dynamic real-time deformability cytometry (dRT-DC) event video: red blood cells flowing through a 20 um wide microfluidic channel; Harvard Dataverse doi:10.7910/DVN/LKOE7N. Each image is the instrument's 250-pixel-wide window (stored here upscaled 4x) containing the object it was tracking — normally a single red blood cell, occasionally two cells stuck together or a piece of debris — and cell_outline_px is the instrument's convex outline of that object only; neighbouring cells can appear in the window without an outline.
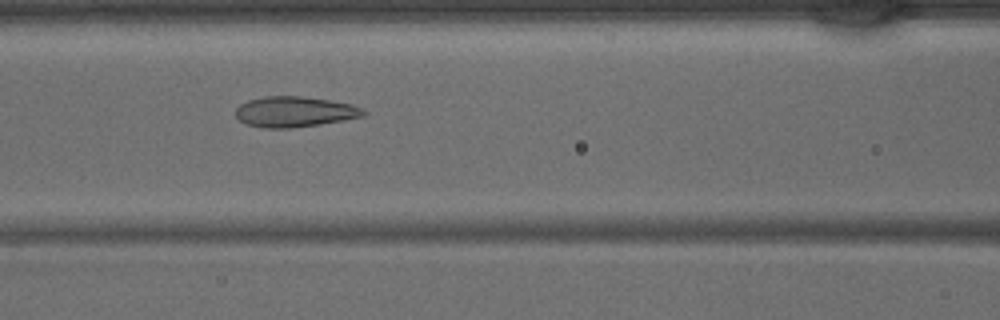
{"species": "common noctule bat (a hibernating species)", "species_latin": "Nyctalus noctula", "temperature_condition": "warm", "stored_images_in_passage": 29, "camera_frame_rate_fps": 3000, "um_per_image_px": 0.085, "animal": {"sex": "male", "body_mass_g": 15.6}, "frame": {"image": 1, "passage_image": 5, "time_ms": 1.333, "image_size_px": [1000, 320], "cell_outline_px": [[368, 112], [364, 116], [344, 120], [320, 124], [292, 128], [264, 128], [244, 124], [236, 116], [236, 108], [240, 104], [248, 100], [264, 96], [300, 96], [328, 100], [352, 104], [364, 108]], "centroid_in_image_um": [25.05, 9.5], "position_along_channel_um": 141.5, "area_um2": 22.89}}
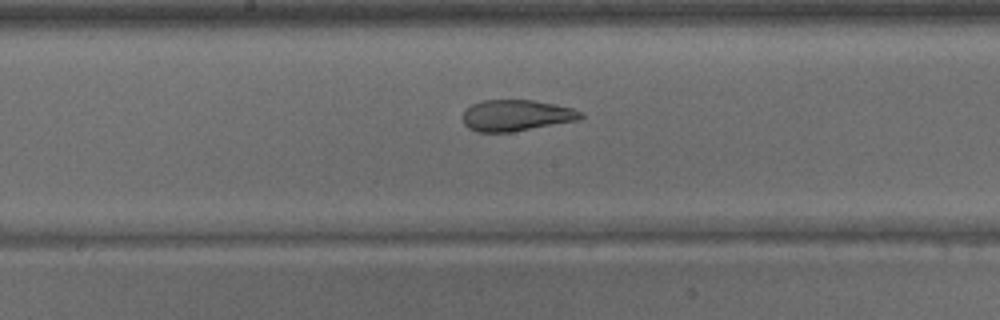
{"frame": {"image": 2, "passage_image": 9, "time_ms": 2.667, "image_size_px": [1000, 320], "cell_outline_px": [[584, 116], [580, 120], [512, 132], [476, 132], [468, 128], [464, 124], [464, 112], [472, 104], [484, 100], [532, 100], [556, 104], [572, 108], [584, 112]], "centroid_in_image_um": [43.93, 9.81], "position_along_channel_um": 204.3, "area_um2": 21.56}}
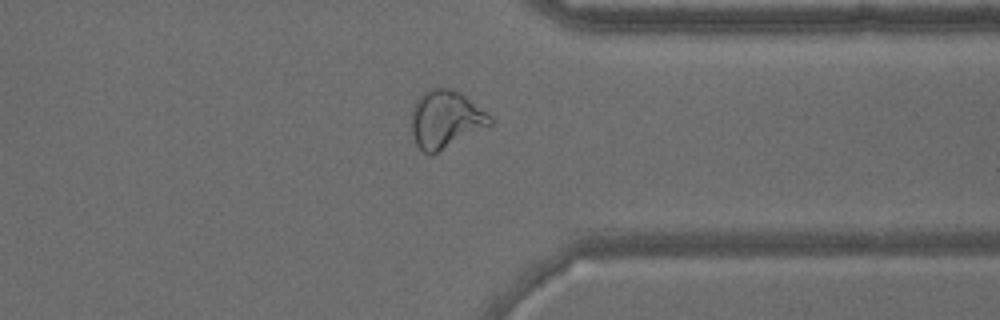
{"frame": {"image": 3, "passage_image": 20, "time_ms": 6.333, "image_size_px": [1000, 320], "cell_outline_px": [[492, 124], [432, 156], [424, 152], [416, 144], [412, 136], [412, 108], [416, 100], [428, 88], [448, 88], [460, 92], [488, 112], [492, 116]], "centroid_in_image_um": [37.88, 10.15], "position_along_channel_um": 373.5, "area_um2": 26.59}}